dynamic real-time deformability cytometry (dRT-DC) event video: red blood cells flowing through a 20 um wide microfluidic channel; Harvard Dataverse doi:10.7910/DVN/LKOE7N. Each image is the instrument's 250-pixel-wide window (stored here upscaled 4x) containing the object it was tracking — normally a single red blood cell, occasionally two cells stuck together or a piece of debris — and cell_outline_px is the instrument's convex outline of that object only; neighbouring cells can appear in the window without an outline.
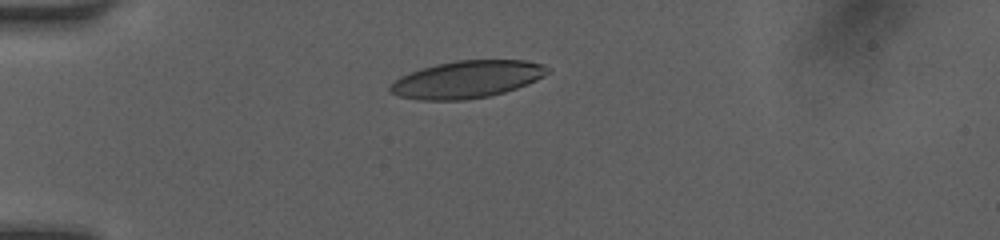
{"species": "human", "species_latin": "Homo sapiens", "temperature_condition": "room temperature", "stored_images_in_passage": 37, "camera_frame_rate_fps": 3000, "um_per_image_px": 0.085, "donor": {"sex": "female"}, "frame": {"image": 1, "passage_image": 1, "time_ms": 0.0, "image_size_px": [1000, 240], "cell_outline_px": [[552, 72], [528, 84], [504, 92], [488, 96], [464, 100], [420, 100], [400, 96], [392, 92], [388, 88], [400, 76], [436, 64], [456, 60], [524, 60], [544, 64], [552, 68]], "centroid_in_image_um": [39.77, 6.74], "position_along_channel_um": 45.2, "area_um2": 34.1}}
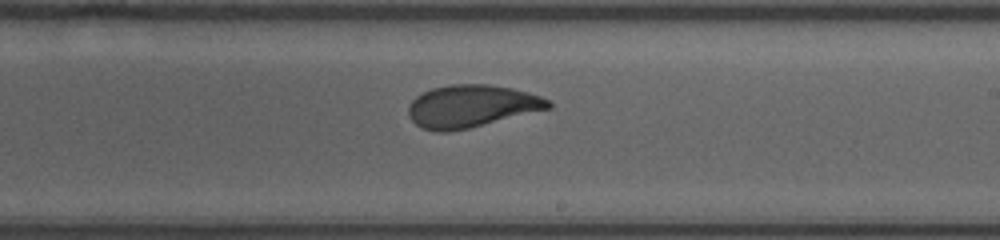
{"frame": {"image": 2, "passage_image": 18, "time_ms": 5.667, "image_size_px": [1000, 240], "cell_outline_px": [[552, 108], [468, 128], [448, 132], [436, 132], [420, 128], [412, 120], [408, 112], [408, 108], [412, 100], [416, 96], [432, 88], [452, 84], [488, 84], [512, 88], [528, 92], [552, 100]], "centroid_in_image_um": [40.09, 9.02], "position_along_channel_um": 248.9, "area_um2": 34.68}}
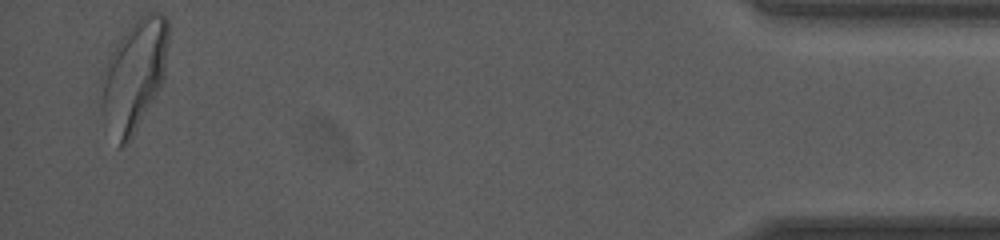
{"frame": {"image": 3, "passage_image": 36, "time_ms": 11.667, "image_size_px": [1000, 240], "cell_outline_px": [[168, 44], [164, 76], [152, 100], [132, 136], [120, 148], [100, 112], [100, 80], [104, 64], [116, 44], [136, 16], [148, 12], [160, 12], [168, 20]], "centroid_in_image_um": [11.36, 6.32], "position_along_channel_um": 423.8, "area_um2": 43.23}, "authors_computed_cell_mechanics": {"area_um2": 35.0268, "velocity_mm_per_s": 4.1499, "shape_relaxation_time_tau1_ms": 4.3803, "shape_relaxation_time_tau2_ms": 0.9272, "deformation_change_tau1": 0.167, "deformation_change_tau2": 0.0688}}